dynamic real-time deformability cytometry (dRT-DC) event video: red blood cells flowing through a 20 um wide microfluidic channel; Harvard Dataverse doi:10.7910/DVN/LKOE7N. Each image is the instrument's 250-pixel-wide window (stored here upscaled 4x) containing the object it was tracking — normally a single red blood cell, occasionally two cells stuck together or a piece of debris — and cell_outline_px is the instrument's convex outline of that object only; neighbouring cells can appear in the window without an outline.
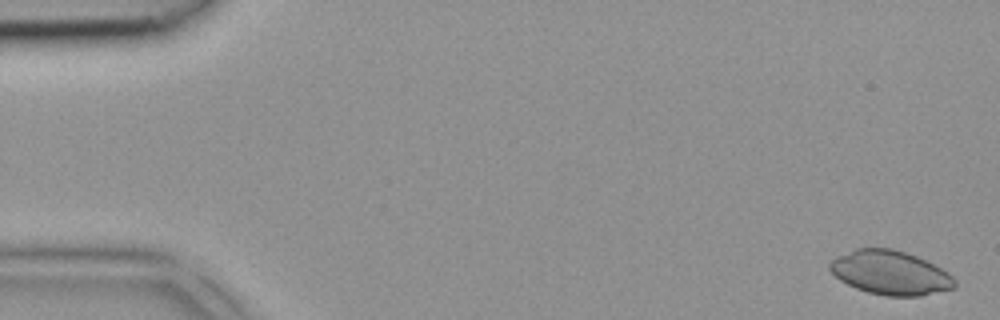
{"species": "common noctule bat (a hibernating species)", "species_latin": "Nyctalus noctula", "temperature_condition": "room temperature", "stored_images_in_passage": 4, "camera_frame_rate_fps": 3000, "um_per_image_px": 0.085, "animal": {"sex": "female", "body_mass_g": 18.4}, "frame": {"image": 1, "passage_image": 1, "time_ms": 0.0, "image_size_px": [1000, 320], "cell_outline_px": [[956, 284], [952, 288], [920, 296], [884, 296], [868, 292], [856, 288], [840, 280], [828, 268], [828, 264], [836, 256], [856, 248], [888, 248], [904, 252], [916, 256], [948, 272], [956, 280]], "centroid_in_image_um": [75.65, 23.18], "position_along_channel_um": 9.4, "area_um2": 31.79}}